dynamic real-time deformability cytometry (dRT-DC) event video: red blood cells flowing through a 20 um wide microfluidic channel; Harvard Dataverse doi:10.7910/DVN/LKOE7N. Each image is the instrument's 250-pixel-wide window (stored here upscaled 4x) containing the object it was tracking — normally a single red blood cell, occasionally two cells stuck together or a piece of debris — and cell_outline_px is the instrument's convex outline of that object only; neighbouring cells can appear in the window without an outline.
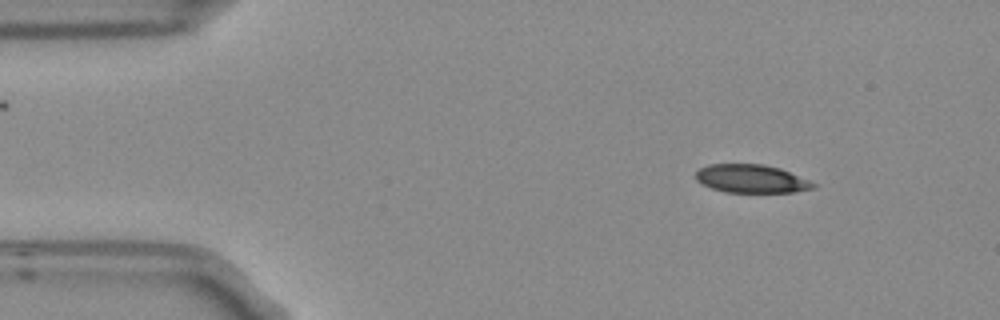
{"species": "Egyptian fruit bat (a non-hibernating species)", "species_latin": "Rousettus aegyptiacus", "temperature_condition": "room temperature", "stored_images_in_passage": 4, "camera_frame_rate_fps": 3000, "um_per_image_px": 0.085, "frame": {"image": 1, "passage_image": 1, "time_ms": 0.0, "image_size_px": [1000, 320], "cell_outline_px": [[816, 188], [792, 192], [724, 192], [712, 188], [696, 180], [696, 172], [700, 168], [708, 164], [764, 164], [780, 168], [808, 180], [816, 184]], "centroid_in_image_um": [63.86, 15.19], "position_along_channel_um": 21.1, "area_um2": 19.25}}
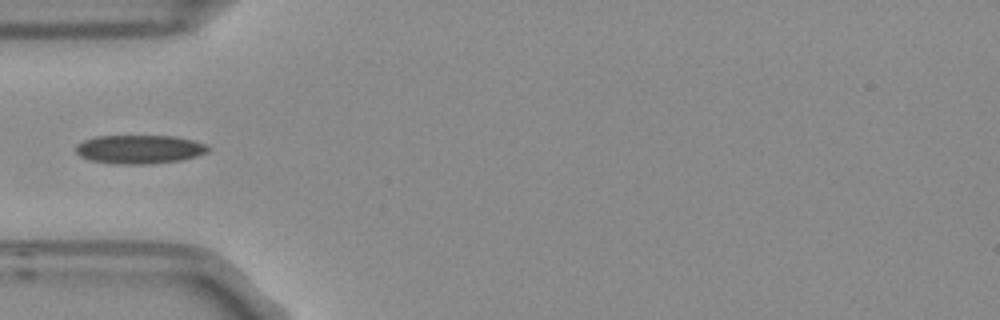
{"frame": {"image": 2, "passage_image": 4, "time_ms": 1.0, "image_size_px": [1000, 320], "cell_outline_px": [[212, 148], [208, 152], [196, 156], [180, 160], [148, 164], [120, 164], [92, 160], [80, 156], [76, 152], [76, 144], [84, 140], [96, 136], [176, 136], [196, 140], [208, 144]], "centroid_in_image_um": [11.92, 12.68], "position_along_channel_um": 73.1, "area_um2": 22.25}}